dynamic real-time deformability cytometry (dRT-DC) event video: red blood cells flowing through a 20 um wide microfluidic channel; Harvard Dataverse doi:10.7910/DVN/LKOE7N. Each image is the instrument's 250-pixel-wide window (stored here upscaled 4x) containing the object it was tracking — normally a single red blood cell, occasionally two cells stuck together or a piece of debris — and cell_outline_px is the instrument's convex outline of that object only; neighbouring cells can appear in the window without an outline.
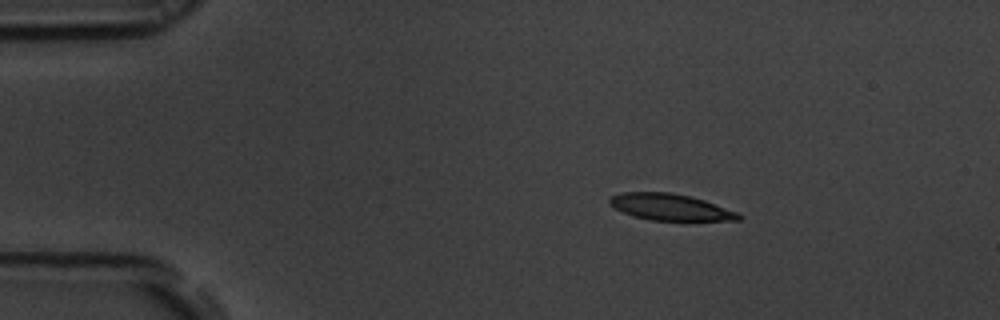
{"species": "common noctule bat (a hibernating species)", "species_latin": "Nyctalus noctula", "temperature_condition": "room temperature", "stored_images_in_passage": 47, "camera_frame_rate_fps": 3000, "um_per_image_px": 0.085, "animal": {"sex": "male", "body_mass_g": 19.5, "forearm_length_mm": 54.6}, "frame": {"image": 1, "passage_image": 1, "time_ms": 0.0, "image_size_px": [1000, 320], "cell_outline_px": [[744, 216], [740, 220], [652, 220], [632, 216], [608, 204], [608, 200], [612, 196], [620, 192], [668, 192], [688, 196], [704, 200], [736, 212]], "centroid_in_image_um": [56.94, 17.6], "position_along_channel_um": 28.1, "area_um2": 19.65}}
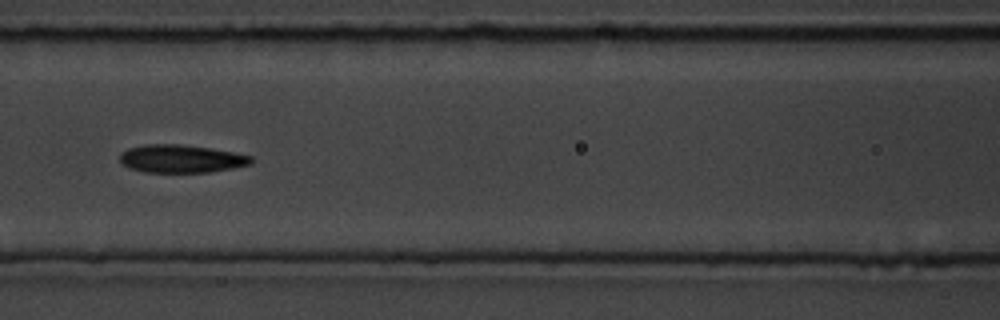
{"frame": {"image": 2, "passage_image": 16, "time_ms": 5.0, "image_size_px": [1000, 320], "cell_outline_px": [[252, 164], [212, 172], [144, 172], [128, 168], [120, 160], [120, 152], [128, 148], [144, 144], [180, 144], [208, 148], [232, 152], [252, 156]], "centroid_in_image_um": [15.37, 13.49], "position_along_channel_um": 151.2, "area_um2": 21.39}}
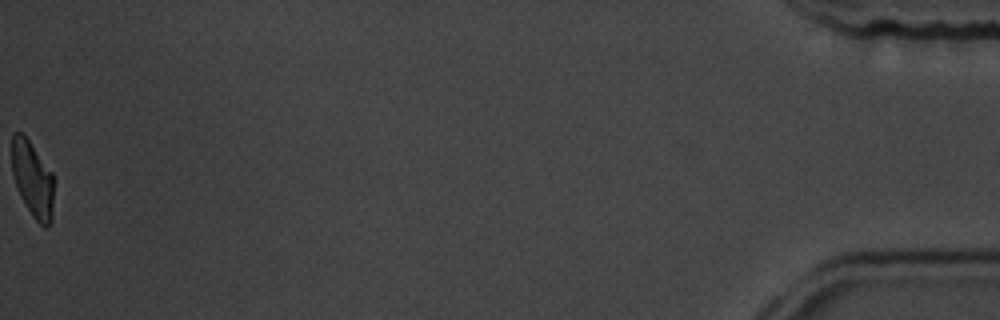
{"frame": {"image": 3, "passage_image": 47, "time_ms": 15.333, "image_size_px": [1000, 320], "cell_outline_px": [[52, 220], [48, 228], [44, 228], [32, 216], [20, 196], [16, 188], [12, 172], [12, 132], [24, 132], [52, 172]], "centroid_in_image_um": [2.75, 15.2], "position_along_channel_um": 432.5, "area_um2": 18.73}, "authors_computed_cell_mechanics": {"area_um2": 20.7502, "velocity_mm_per_s": 3.7112, "shape_relaxation_time_tau1_ms": 3.1192, "shape_relaxation_time_tau2_ms": 3.9228, "deformation_change_tau1": 0.1369, "deformation_change_tau2": 0.1391}}